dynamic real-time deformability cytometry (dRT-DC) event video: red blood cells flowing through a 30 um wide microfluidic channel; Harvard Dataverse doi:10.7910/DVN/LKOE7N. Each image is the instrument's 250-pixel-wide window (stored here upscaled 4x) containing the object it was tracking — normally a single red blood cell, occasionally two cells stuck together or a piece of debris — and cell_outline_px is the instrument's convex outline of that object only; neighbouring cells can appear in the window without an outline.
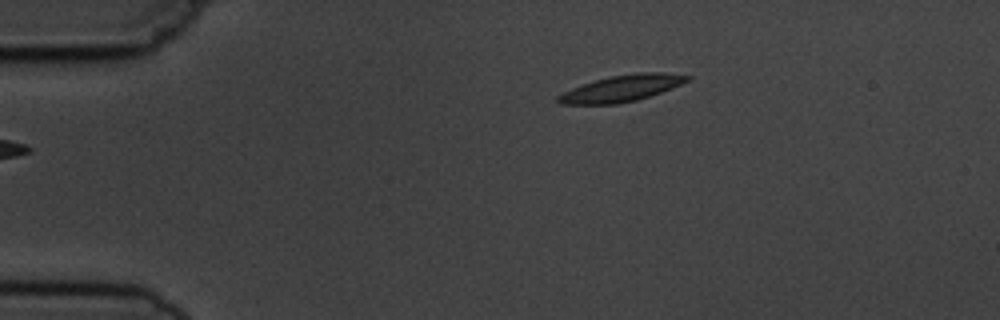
{"species": "common noctule bat (a hibernating species)", "species_latin": "Nyctalus noctula", "temperature_condition": "cold", "stored_images_in_passage": 3, "camera_frame_rate_fps": 3000, "um_per_image_px": 0.085, "animal": {"sex": "male", "body_mass_g": 19.5, "forearm_length_mm": 54.6}, "frame": {"image": 1, "passage_image": 3, "time_ms": 2.333, "image_size_px": [1000, 320], "cell_outline_px": [[692, 76], [688, 80], [672, 88], [636, 100], [616, 104], [560, 104], [556, 100], [556, 96], [572, 88], [608, 76], [636, 72], [664, 72]], "centroid_in_image_um": [52.83, 7.5], "position_along_channel_um": 32.2, "area_um2": 19.71}}